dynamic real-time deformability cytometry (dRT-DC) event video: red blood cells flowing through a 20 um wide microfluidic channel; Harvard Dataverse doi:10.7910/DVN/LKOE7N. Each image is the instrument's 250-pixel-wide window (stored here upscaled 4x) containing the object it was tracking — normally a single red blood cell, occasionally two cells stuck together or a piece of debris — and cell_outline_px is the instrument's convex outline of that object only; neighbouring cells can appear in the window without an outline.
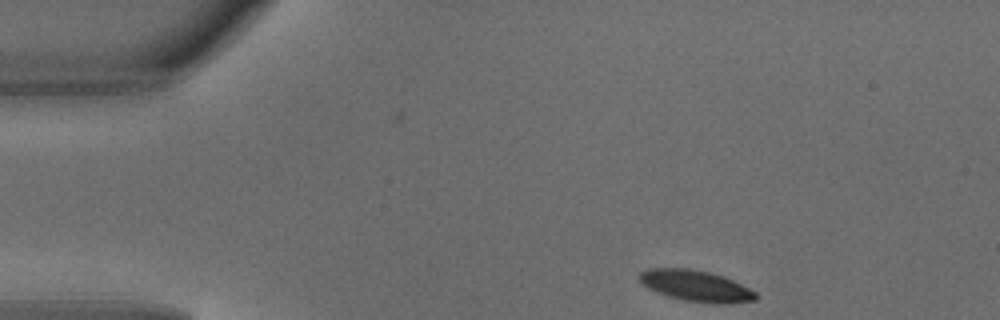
{"species": "common noctule bat (a hibernating species)", "species_latin": "Nyctalus noctula", "temperature_condition": "warm", "stored_images_in_passage": 3, "camera_frame_rate_fps": 3000, "um_per_image_px": 0.085, "animal": {"sex": "male", "body_mass_g": 18.8}, "frame": {"image": 1, "passage_image": 1, "time_ms": 0.0, "image_size_px": [1000, 320], "cell_outline_px": [[756, 300], [728, 304], [712, 304], [684, 300], [668, 296], [656, 292], [648, 288], [636, 276], [640, 272], [648, 268], [688, 268], [708, 272], [724, 276], [756, 292]], "centroid_in_image_um": [59.13, 24.3], "position_along_channel_um": 25.9, "area_um2": 21.15}}